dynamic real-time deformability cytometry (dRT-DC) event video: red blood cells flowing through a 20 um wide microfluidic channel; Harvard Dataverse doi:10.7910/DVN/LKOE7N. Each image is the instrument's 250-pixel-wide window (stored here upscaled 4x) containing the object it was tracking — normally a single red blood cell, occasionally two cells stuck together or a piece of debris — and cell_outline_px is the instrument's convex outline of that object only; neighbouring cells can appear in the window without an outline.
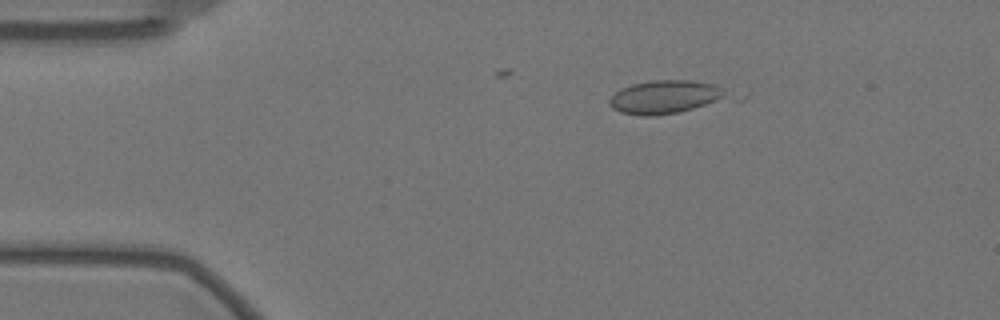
{"species": "Egyptian fruit bat (a non-hibernating species)", "species_latin": "Rousettus aegyptiacus", "temperature_condition": "warm", "stored_images_in_passage": 13, "camera_frame_rate_fps": 3000, "um_per_image_px": 0.085, "animal": {"sex": "female"}, "frame": {"image": 1, "passage_image": 10, "time_ms": 3.0, "image_size_px": [1000, 320], "cell_outline_px": [[752, 88], [744, 100], [680, 112], [656, 116], [644, 116], [620, 112], [612, 108], [608, 104], [608, 100], [616, 92], [632, 84], [652, 80], [692, 80]], "centroid_in_image_um": [57.27, 8.22], "position_along_channel_um": 27.7, "area_um2": 26.36}}